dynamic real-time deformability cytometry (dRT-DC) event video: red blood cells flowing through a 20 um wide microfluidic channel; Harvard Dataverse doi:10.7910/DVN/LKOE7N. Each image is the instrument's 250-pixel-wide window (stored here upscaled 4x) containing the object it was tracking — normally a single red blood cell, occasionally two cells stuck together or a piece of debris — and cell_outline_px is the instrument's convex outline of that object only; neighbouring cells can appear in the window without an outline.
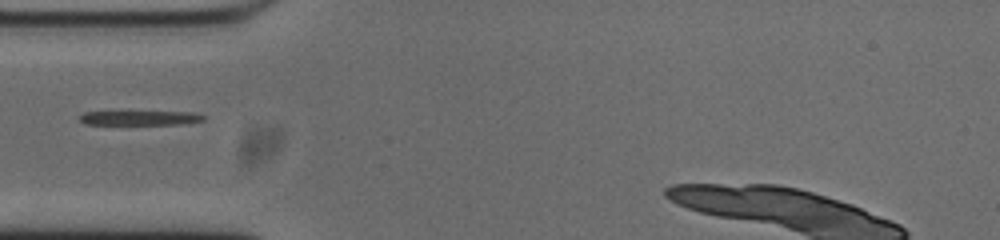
{"species": "common noctule bat (a hibernating species)", "species_latin": "Nyctalus noctula", "temperature_condition": "cold", "stored_images_in_passage": 33, "camera_frame_rate_fps": 3000, "um_per_image_px": 0.085, "animal": {"sex": "male", "body_mass_g": 20.0, "forearm_length_mm": 53.3}, "frame": {"image": 1, "passage_image": 1, "time_ms": 0.0, "image_size_px": [1000, 240], "cell_outline_px": [[204, 120], [188, 124], [84, 124], [80, 120], [80, 116], [84, 112], [196, 112], [204, 116]], "centroid_in_image_um": [11.96, 10.03], "position_along_channel_um": 73.0, "area_um2": 10.29}}
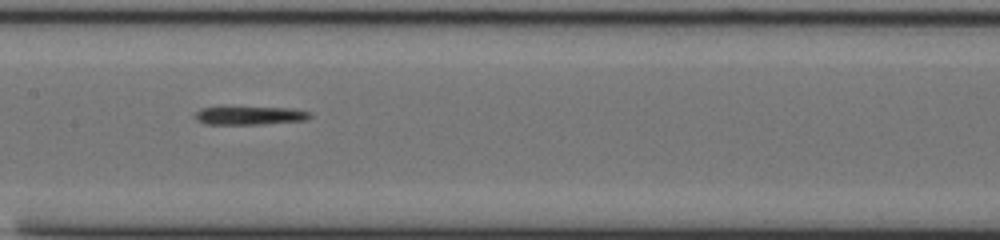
{"frame": {"image": 2, "passage_image": 10, "time_ms": 3.0, "image_size_px": [1000, 240], "cell_outline_px": [[312, 116], [304, 120], [260, 124], [204, 124], [196, 120], [196, 112], [200, 108], [292, 108], [312, 112]], "centroid_in_image_um": [21.26, 9.83], "position_along_channel_um": 186.1, "area_um2": 11.96}}
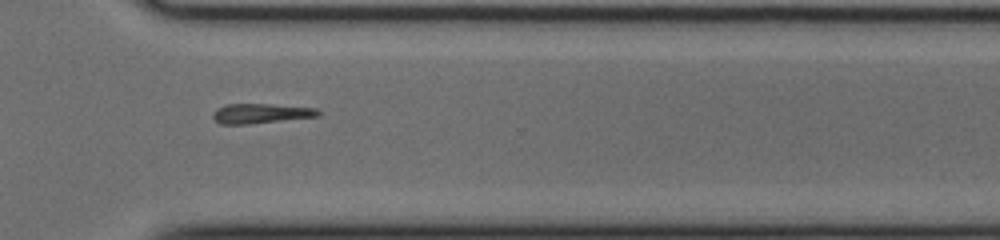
{"frame": {"image": 3, "passage_image": 23, "time_ms": 7.333, "image_size_px": [1000, 240], "cell_outline_px": [[320, 116], [248, 124], [220, 124], [212, 116], [216, 108], [224, 104], [268, 104], [316, 108], [320, 112]], "centroid_in_image_um": [22.15, 9.64], "position_along_channel_um": 348.5, "area_um2": 12.08}}